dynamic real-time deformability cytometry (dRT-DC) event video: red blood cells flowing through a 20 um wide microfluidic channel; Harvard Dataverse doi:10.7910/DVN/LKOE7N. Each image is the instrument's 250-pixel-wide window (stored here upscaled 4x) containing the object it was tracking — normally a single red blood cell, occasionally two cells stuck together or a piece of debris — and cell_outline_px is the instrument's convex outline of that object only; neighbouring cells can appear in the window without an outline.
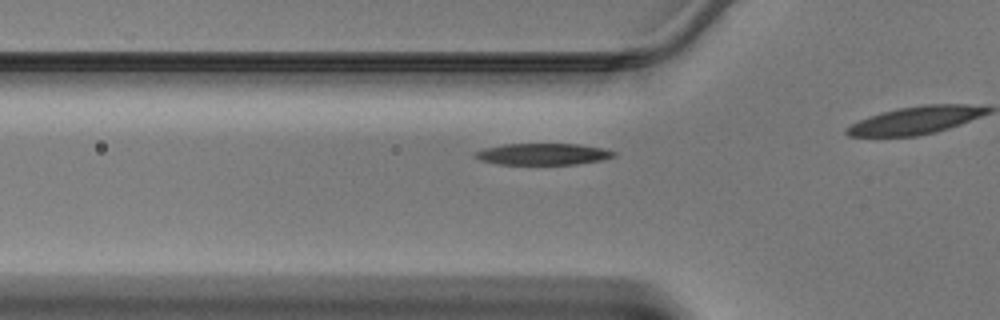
{"species": "Egyptian fruit bat (a non-hibernating species)", "species_latin": "Rousettus aegyptiacus", "temperature_condition": "warm", "stored_images_in_passage": 14, "camera_frame_rate_fps": 3000, "um_per_image_px": 0.085, "animal": {"sex": "male"}, "frame": {"image": 1, "passage_image": 10, "time_ms": 3.0, "image_size_px": [1000, 320], "cell_outline_px": [[616, 156], [600, 160], [576, 164], [500, 164], [480, 160], [472, 156], [476, 152], [484, 148], [504, 144], [576, 144], [604, 148], [616, 152]], "centroid_in_image_um": [46.15, 13.09], "position_along_channel_um": 79.7, "area_um2": 17.28}}